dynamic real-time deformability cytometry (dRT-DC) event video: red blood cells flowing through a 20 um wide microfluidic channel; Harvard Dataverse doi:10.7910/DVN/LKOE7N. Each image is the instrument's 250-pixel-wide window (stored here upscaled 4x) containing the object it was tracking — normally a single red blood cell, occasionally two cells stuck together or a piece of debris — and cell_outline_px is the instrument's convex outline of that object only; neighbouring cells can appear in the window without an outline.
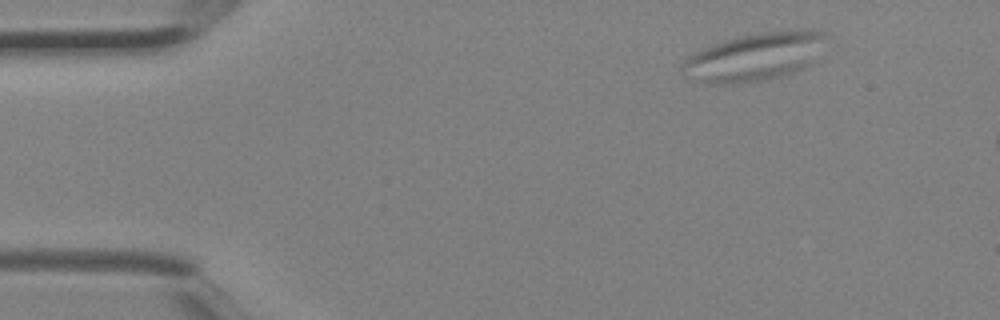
{"species": "Egyptian fruit bat (a non-hibernating species)", "species_latin": "Rousettus aegyptiacus", "temperature_condition": "room temperature", "stored_images_in_passage": 4, "segment_of_instrument_passage": [2, 2], "camera_frame_rate_fps": 3000, "um_per_image_px": 0.085, "animal": {"sex": "female"}, "frame": {"image": 1, "passage_image": 2, "time_ms": 0.333, "image_size_px": [1000, 320], "cell_outline_px": [[828, 32], [816, 60], [812, 64], [804, 68], [780, 76], [760, 80], [732, 84], [708, 84], [684, 76], [680, 68], [680, 64], [688, 56], [712, 44], [736, 36], [760, 32], [796, 28], [804, 28]], "centroid_in_image_um": [64.16, 4.8], "position_along_channel_um": 20.8, "area_um2": 40.86}}